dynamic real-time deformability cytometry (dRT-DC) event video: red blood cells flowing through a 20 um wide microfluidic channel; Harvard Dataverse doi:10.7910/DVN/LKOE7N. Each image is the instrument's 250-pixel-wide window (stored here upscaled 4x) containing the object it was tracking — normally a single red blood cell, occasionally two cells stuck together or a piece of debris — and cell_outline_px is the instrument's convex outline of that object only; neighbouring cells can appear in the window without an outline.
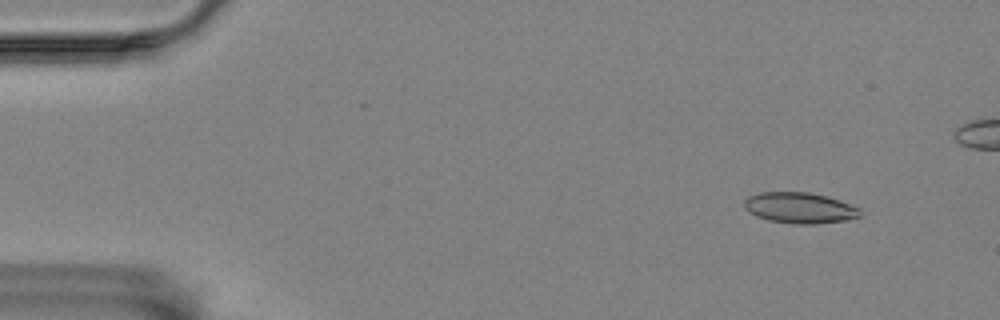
{"species": "Egyptian fruit bat (a non-hibernating species)", "species_latin": "Rousettus aegyptiacus", "temperature_condition": "room temperature", "stored_images_in_passage": 53, "camera_frame_rate_fps": 3000, "um_per_image_px": 0.085, "animal": {"sex": "female"}, "frame": {"image": 1, "passage_image": 6, "time_ms": 1.667, "image_size_px": [1000, 320], "cell_outline_px": [[860, 216], [848, 220], [816, 224], [792, 224], [768, 220], [756, 216], [748, 212], [744, 208], [744, 200], [748, 196], [760, 192], [808, 192], [828, 196], [840, 200], [860, 208]], "centroid_in_image_um": [67.96, 17.67], "position_along_channel_um": 17.0, "area_um2": 21.1}}
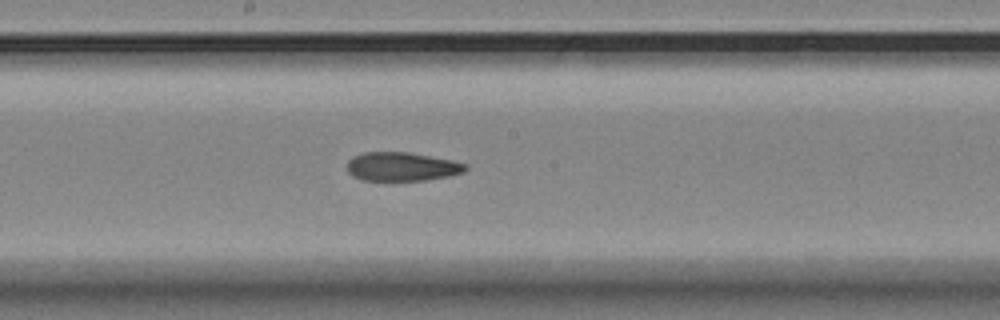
{"frame": {"image": 2, "passage_image": 31, "time_ms": 10.0, "image_size_px": [1000, 320], "cell_outline_px": [[468, 168], [464, 172], [448, 176], [424, 180], [360, 180], [352, 176], [348, 172], [348, 160], [352, 156], [364, 152], [408, 152], [452, 160], [468, 164]], "centroid_in_image_um": [34.15, 14.16], "position_along_channel_um": 214.1, "area_um2": 19.88}}
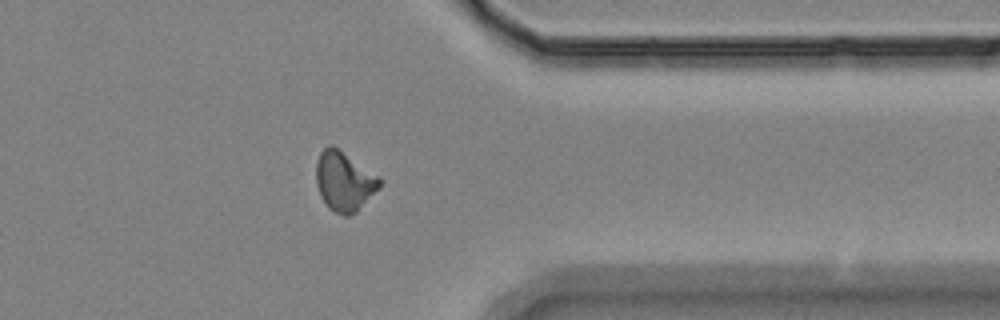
{"frame": {"image": 3, "passage_image": 46, "time_ms": 15.0, "image_size_px": [1000, 320], "cell_outline_px": [[380, 188], [356, 212], [348, 216], [344, 216], [328, 208], [320, 196], [316, 184], [316, 160], [320, 152], [328, 144], [332, 144], [380, 176]], "centroid_in_image_um": [29.25, 15.4], "position_along_channel_um": 382.2, "area_um2": 22.25}, "authors_computed_cell_mechanics": {"area_um2": 20.9236, "velocity_mm_per_s": 3.5253, "shape_relaxation_time_tau1_ms": null, "shape_relaxation_time_tau2_ms": 4.247, "deformation_change_tau1": null, "deformation_change_tau2": 0.1073}}